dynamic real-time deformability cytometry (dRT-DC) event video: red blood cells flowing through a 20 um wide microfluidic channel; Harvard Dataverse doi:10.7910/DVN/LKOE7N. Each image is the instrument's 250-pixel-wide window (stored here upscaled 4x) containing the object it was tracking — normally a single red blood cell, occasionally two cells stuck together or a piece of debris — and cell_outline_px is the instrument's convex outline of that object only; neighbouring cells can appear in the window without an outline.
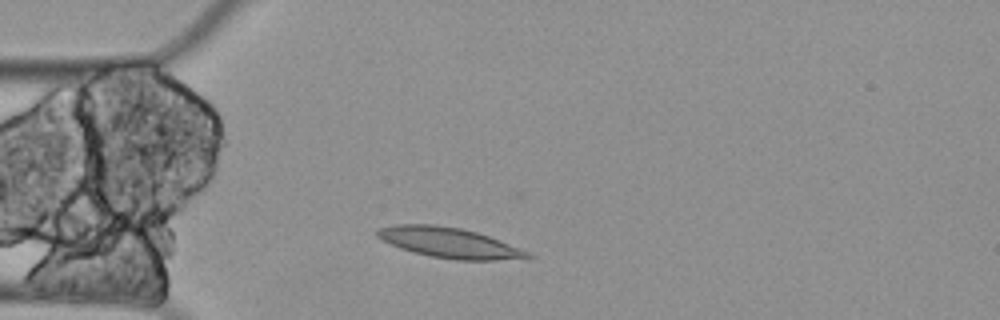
{"species": "Egyptian fruit bat (a non-hibernating species)", "species_latin": "Rousettus aegyptiacus", "temperature_condition": "cold", "stored_images_in_passage": 2, "camera_frame_rate_fps": 3000, "um_per_image_px": 0.085, "animal": {"sex": "female"}, "frame": {"image": 1, "passage_image": 1, "time_ms": 0.0, "image_size_px": [1000, 320], "cell_outline_px": [[532, 256], [496, 260], [456, 260], [432, 256], [400, 248], [380, 240], [376, 236], [376, 232], [380, 228], [396, 224], [432, 224], [460, 228], [476, 232], [488, 236], [528, 252]], "centroid_in_image_um": [38.08, 20.61], "position_along_channel_um": 46.9, "area_um2": 25.89}}